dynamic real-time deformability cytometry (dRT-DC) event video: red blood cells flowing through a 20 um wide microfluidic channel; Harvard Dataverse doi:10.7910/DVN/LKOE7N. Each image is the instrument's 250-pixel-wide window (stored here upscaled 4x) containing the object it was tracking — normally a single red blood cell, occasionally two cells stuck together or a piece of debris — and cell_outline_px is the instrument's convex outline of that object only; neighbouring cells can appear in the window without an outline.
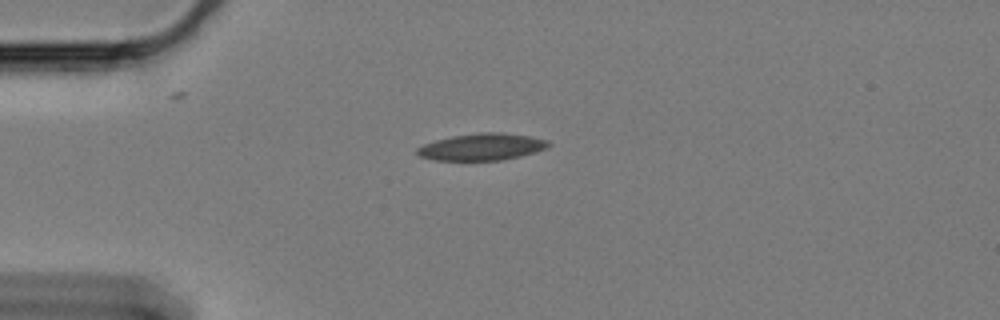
{"species": "Egyptian fruit bat (a non-hibernating species)", "species_latin": "Rousettus aegyptiacus", "temperature_condition": "cold", "stored_images_in_passage": 39, "camera_frame_rate_fps": 3000, "um_per_image_px": 0.085, "animal": {"sex": "female"}, "frame": {"image": 1, "passage_image": 1, "time_ms": 0.0, "image_size_px": [1000, 320], "cell_outline_px": [[552, 144], [536, 152], [504, 160], [436, 160], [420, 156], [416, 152], [416, 148], [424, 144], [436, 140], [452, 136], [480, 132], [500, 132], [528, 136], [548, 140]], "centroid_in_image_um": [40.97, 12.48], "position_along_channel_um": 44.0, "area_um2": 20.46}}
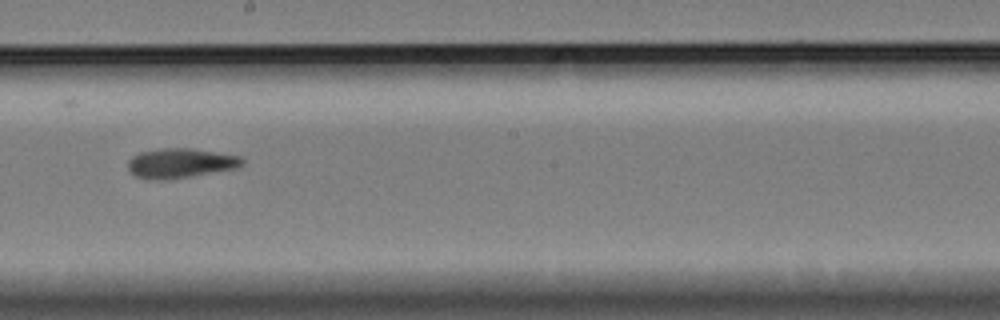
{"frame": {"image": 2, "passage_image": 20, "time_ms": 6.333, "image_size_px": [1000, 320], "cell_outline_px": [[244, 164], [236, 168], [192, 176], [168, 180], [156, 180], [136, 176], [128, 168], [128, 160], [132, 156], [140, 152], [164, 148], [188, 148], [240, 156], [244, 160]], "centroid_in_image_um": [15.33, 13.87], "position_along_channel_um": 232.9, "area_um2": 19.59}}
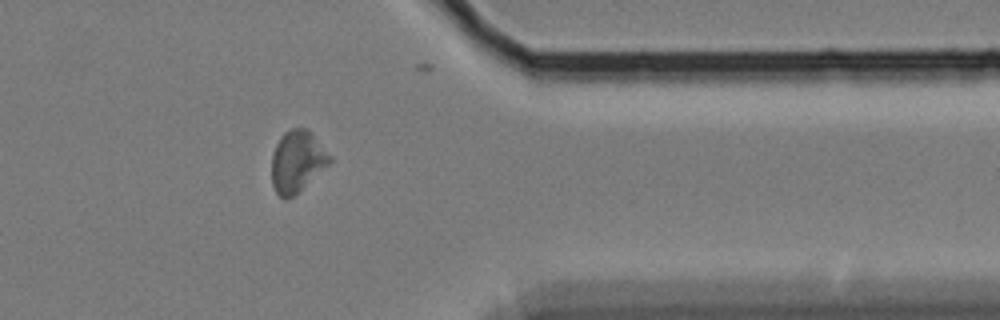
{"frame": {"image": 3, "passage_image": 35, "time_ms": 11.333, "image_size_px": [1000, 320], "cell_outline_px": [[332, 160], [328, 164], [288, 200], [284, 200], [276, 192], [272, 184], [272, 152], [280, 136], [284, 132], [292, 128], [304, 128], [332, 156]], "centroid_in_image_um": [25.21, 13.73], "position_along_channel_um": 386.2, "area_um2": 20.29}, "authors_computed_cell_mechanics": {"area_um2": 19.5942, "velocity_mm_per_s": 3.306, "shape_relaxation_time_tau1_ms": null, "shape_relaxation_time_tau2_ms": 3.7795, "deformation_change_tau1": null, "deformation_change_tau2": 0.102}}